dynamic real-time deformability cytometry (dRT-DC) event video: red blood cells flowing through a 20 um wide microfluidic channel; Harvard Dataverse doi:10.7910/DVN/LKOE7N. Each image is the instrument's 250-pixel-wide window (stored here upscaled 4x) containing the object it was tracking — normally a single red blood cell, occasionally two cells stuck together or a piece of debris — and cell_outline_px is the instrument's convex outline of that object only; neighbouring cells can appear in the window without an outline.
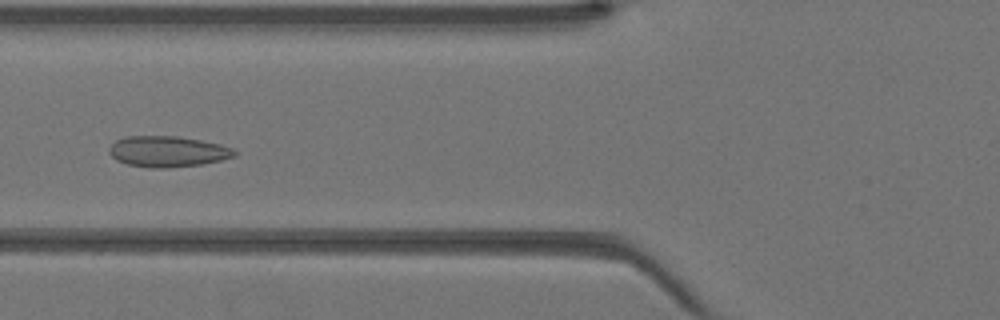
{"species": "Egyptian fruit bat (a non-hibernating species)", "species_latin": "Rousettus aegyptiacus", "temperature_condition": "warm", "stored_images_in_passage": 43, "camera_frame_rate_fps": 3000, "um_per_image_px": 0.085, "animal": {"sex": "female"}, "frame": {"image": 1, "passage_image": 17, "time_ms": 5.333, "image_size_px": [1000, 320], "cell_outline_px": [[236, 156], [220, 160], [200, 164], [168, 168], [148, 168], [128, 164], [116, 160], [108, 152], [108, 148], [116, 140], [124, 136], [176, 136], [200, 140], [220, 144], [232, 148], [236, 152]], "centroid_in_image_um": [14.22, 12.88], "position_along_channel_um": 111.6, "area_um2": 22.54}}
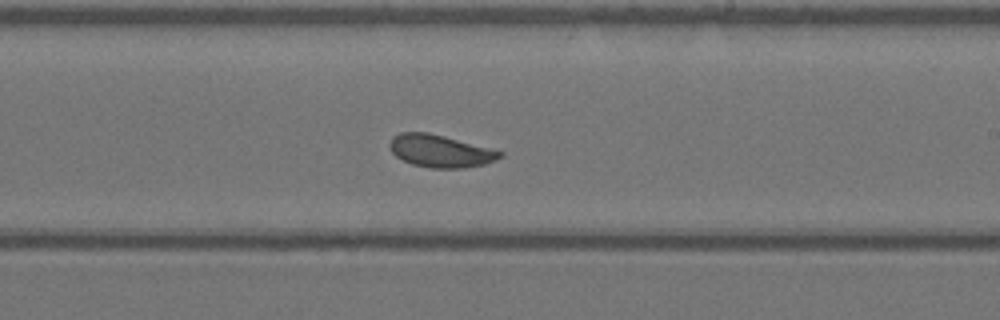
{"frame": {"image": 2, "passage_image": 26, "time_ms": 8.333, "image_size_px": [1000, 320], "cell_outline_px": [[504, 156], [496, 160], [484, 164], [464, 168], [432, 168], [412, 164], [396, 156], [392, 152], [388, 144], [392, 136], [400, 132], [428, 132], [444, 136], [504, 152]], "centroid_in_image_um": [37.41, 12.83], "position_along_channel_um": 251.6, "area_um2": 20.81}}
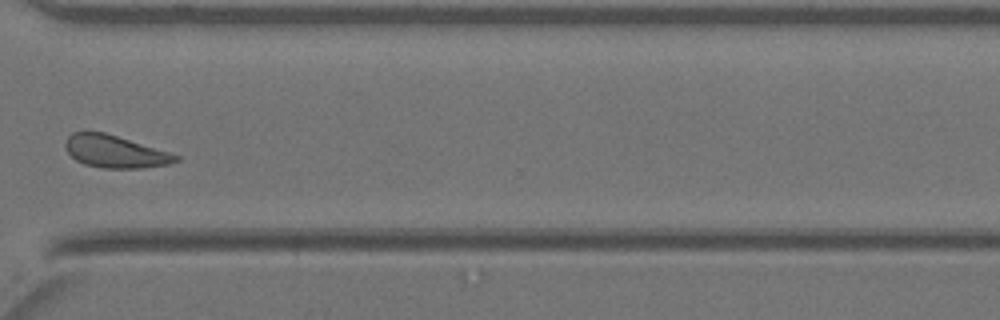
{"frame": {"image": 3, "passage_image": 33, "time_ms": 10.667, "image_size_px": [1000, 320], "cell_outline_px": [[180, 160], [168, 164], [140, 168], [104, 168], [84, 164], [76, 160], [64, 148], [64, 144], [68, 136], [72, 132], [84, 128], [104, 132], [168, 152], [180, 156]], "centroid_in_image_um": [9.69, 12.85], "position_along_channel_um": 360.9, "area_um2": 21.04}}